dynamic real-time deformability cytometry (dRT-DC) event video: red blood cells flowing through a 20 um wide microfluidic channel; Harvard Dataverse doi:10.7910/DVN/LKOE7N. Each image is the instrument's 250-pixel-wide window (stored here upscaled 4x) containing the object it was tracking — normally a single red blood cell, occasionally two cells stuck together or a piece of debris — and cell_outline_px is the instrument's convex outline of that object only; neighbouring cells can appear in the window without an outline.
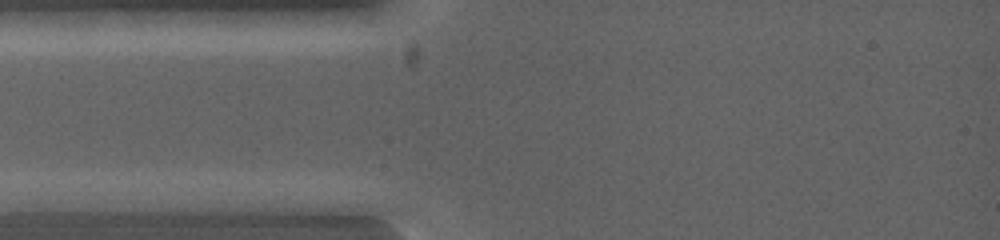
{"species": "common noctule bat (a hibernating species)", "species_latin": "Nyctalus noctula", "temperature_condition": "warm", "stored_images_in_passage": 6, "camera_frame_rate_fps": 5000, "um_per_image_px": 0.085, "animal": {"sex": "female", "body_mass_g": 19.0, "forearm_length_mm": 53.3}, "frame": {"image": 1, "passage_image": 1, "time_ms": 0.0, "image_size_px": [1000, 240], "cell_outline_px": [[184, 200], [172, 208], [56, 212], [36, 212], [16, 200], [96, 192], [164, 192]], "centroid_in_image_um": [8.71, 17.16], "position_along_channel_um": 76.3, "area_um2": 18.15}}